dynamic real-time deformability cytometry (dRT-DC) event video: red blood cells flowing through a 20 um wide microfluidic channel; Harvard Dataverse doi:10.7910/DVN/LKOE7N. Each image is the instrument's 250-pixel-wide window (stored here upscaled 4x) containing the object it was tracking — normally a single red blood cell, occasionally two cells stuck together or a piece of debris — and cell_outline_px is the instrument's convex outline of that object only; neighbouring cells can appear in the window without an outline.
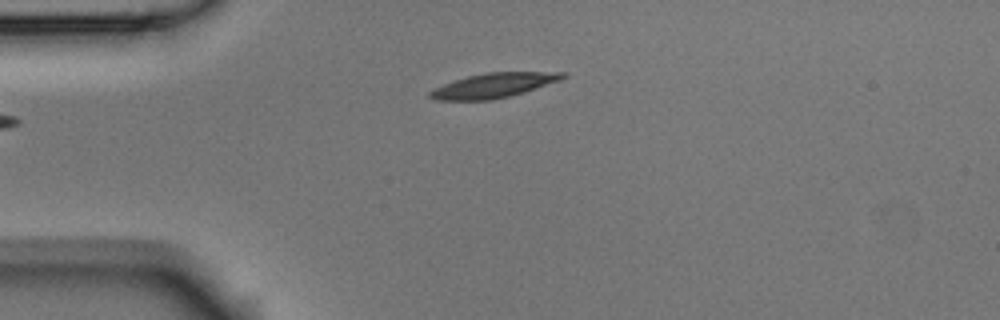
{"species": "Egyptian fruit bat (a non-hibernating species)", "species_latin": "Rousettus aegyptiacus", "temperature_condition": "room temperature", "stored_images_in_passage": 3, "camera_frame_rate_fps": 3000, "um_per_image_px": 0.085, "animal": {"sex": "male"}, "frame": {"image": 1, "passage_image": 3, "time_ms": 0.667, "image_size_px": [1000, 320], "cell_outline_px": [[568, 76], [560, 80], [524, 92], [492, 100], [436, 100], [428, 96], [428, 92], [444, 84], [468, 76], [484, 72], [568, 72]], "centroid_in_image_um": [41.98, 7.25], "position_along_channel_um": 43.0, "area_um2": 18.9}}